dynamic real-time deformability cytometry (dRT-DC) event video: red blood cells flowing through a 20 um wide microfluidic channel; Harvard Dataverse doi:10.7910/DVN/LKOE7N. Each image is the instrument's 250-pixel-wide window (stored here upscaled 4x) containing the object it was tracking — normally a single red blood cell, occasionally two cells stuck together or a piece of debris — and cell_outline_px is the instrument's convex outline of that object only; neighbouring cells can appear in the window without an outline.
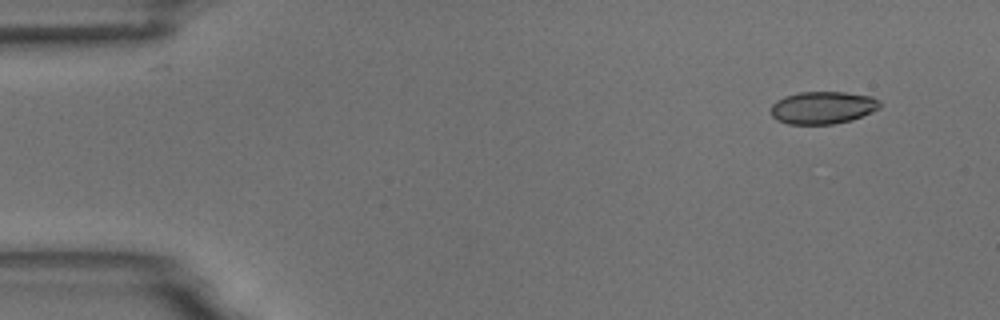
{"species": "common noctule bat (a hibernating species)", "species_latin": "Nyctalus noctula", "temperature_condition": "room temperature", "stored_images_in_passage": 6, "segment_of_instrument_passage": [2, 2], "camera_frame_rate_fps": 3000, "um_per_image_px": 0.085, "animal": {"sex": "male", "body_mass_g": 18.8}, "frame": {"image": 1, "passage_image": 6, "time_ms": 6.667, "image_size_px": [1000, 320], "cell_outline_px": [[880, 108], [872, 112], [852, 120], [832, 124], [788, 124], [776, 120], [772, 116], [772, 104], [776, 100], [784, 96], [800, 92], [844, 92], [872, 96], [880, 100]], "centroid_in_image_um": [69.94, 9.15], "position_along_channel_um": 15.1, "area_um2": 20.75}}